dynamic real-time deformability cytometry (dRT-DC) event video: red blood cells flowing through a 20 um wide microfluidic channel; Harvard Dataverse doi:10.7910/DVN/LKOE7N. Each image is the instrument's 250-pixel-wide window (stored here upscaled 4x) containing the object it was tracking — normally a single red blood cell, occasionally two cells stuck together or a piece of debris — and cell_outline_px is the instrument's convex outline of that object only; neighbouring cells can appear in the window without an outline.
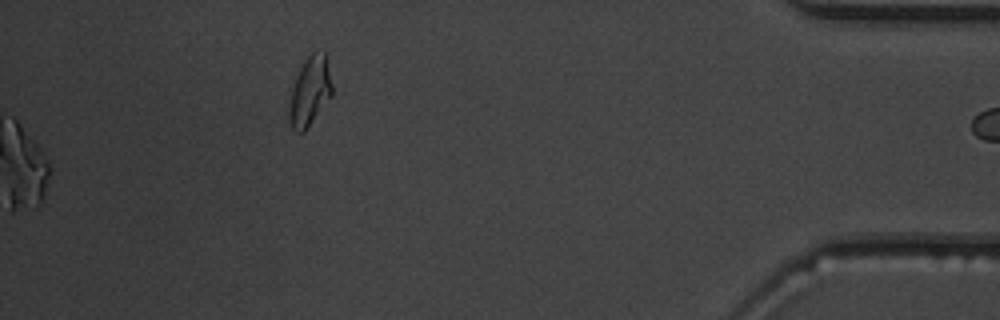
{"species": "common noctule bat (a hibernating species)", "species_latin": "Nyctalus noctula", "temperature_condition": "warm", "stored_images_in_passage": 41, "segment_of_instrument_passage": [2, 2], "camera_frame_rate_fps": 3000, "um_per_image_px": 0.085, "animal": {"sex": "male", "body_mass_g": 19.5, "forearm_length_mm": 54.6}, "frame": {"image": 1, "passage_image": 41, "time_ms": 13.333, "image_size_px": [1000, 320], "cell_outline_px": [[332, 96], [308, 128], [304, 132], [296, 132], [292, 128], [288, 120], [288, 88], [304, 60], [316, 48], [324, 52], [332, 84]], "centroid_in_image_um": [26.28, 7.77], "position_along_channel_um": 408.9, "area_um2": 18.09}}